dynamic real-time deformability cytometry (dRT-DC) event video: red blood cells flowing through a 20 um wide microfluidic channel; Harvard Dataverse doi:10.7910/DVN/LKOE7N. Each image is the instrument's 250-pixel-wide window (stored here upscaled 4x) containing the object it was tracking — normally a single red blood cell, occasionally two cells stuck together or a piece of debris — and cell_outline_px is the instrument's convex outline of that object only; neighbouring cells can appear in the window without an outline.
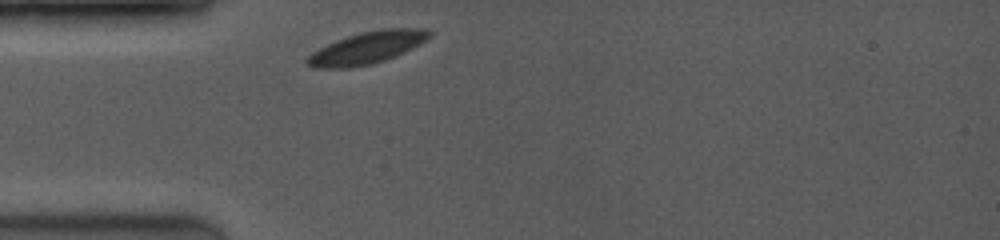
{"species": "common noctule bat (a hibernating species)", "species_latin": "Nyctalus noctula", "temperature_condition": "room temperature", "stored_images_in_passage": 8, "camera_frame_rate_fps": 3500, "um_per_image_px": 0.085, "animal": {"sex": "female", "body_mass_g": 19.0, "forearm_length_mm": 53.3}, "frame": {"image": 1, "passage_image": 1, "time_ms": 0.0, "image_size_px": [1000, 240], "cell_outline_px": [[432, 36], [420, 44], [412, 48], [384, 60], [372, 64], [348, 68], [312, 68], [304, 64], [304, 60], [312, 52], [336, 40], [360, 32], [380, 28], [428, 28], [432, 32]], "centroid_in_image_um": [31.19, 4.05], "position_along_channel_um": 53.8, "area_um2": 23.0}}
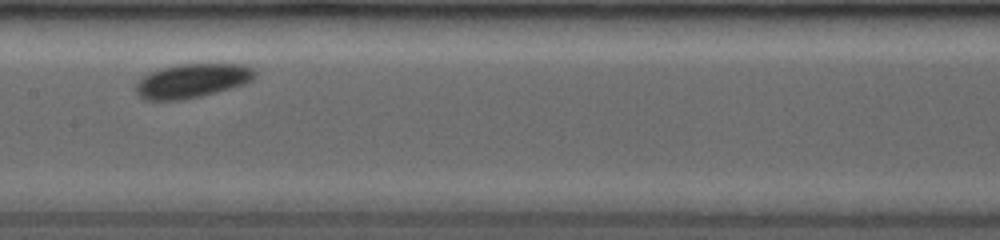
{"frame": {"image": 2, "passage_image": 5, "time_ms": 3.714, "image_size_px": [1000, 240], "cell_outline_px": [[256, 76], [252, 80], [244, 84], [216, 92], [184, 100], [144, 100], [136, 92], [136, 84], [144, 76], [160, 68], [176, 64], [248, 64], [256, 72]], "centroid_in_image_um": [16.35, 6.86], "position_along_channel_um": 191.0, "area_um2": 23.64}}
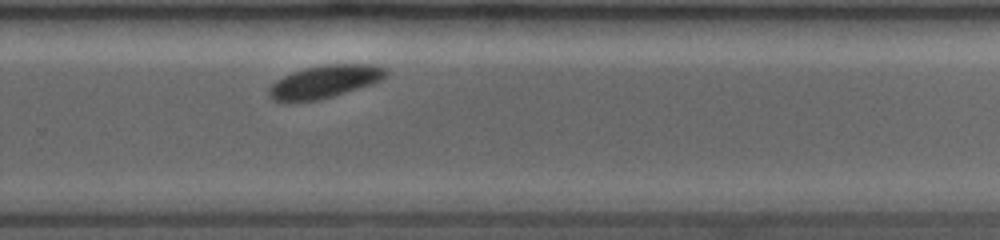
{"frame": {"image": 3, "passage_image": 8, "time_ms": 6.571, "image_size_px": [1000, 240], "cell_outline_px": [[388, 76], [372, 84], [320, 100], [276, 100], [268, 96], [268, 88], [276, 80], [292, 72], [304, 68], [328, 64], [368, 64], [388, 68]], "centroid_in_image_um": [27.64, 6.91], "position_along_channel_um": 302.2, "area_um2": 22.08}}